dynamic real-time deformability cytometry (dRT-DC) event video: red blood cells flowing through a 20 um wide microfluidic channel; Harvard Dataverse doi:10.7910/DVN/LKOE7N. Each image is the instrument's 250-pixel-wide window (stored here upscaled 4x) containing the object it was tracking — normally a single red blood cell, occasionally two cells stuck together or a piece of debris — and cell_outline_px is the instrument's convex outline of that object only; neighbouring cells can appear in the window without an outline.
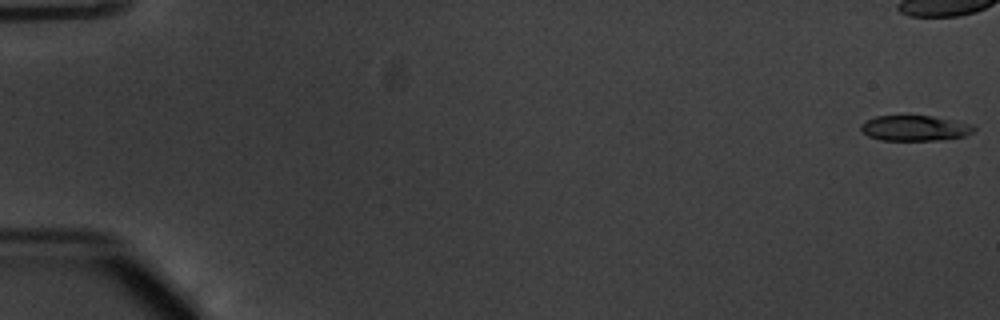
{"species": "common noctule bat (a hibernating species)", "species_latin": "Nyctalus noctula", "temperature_condition": "warm", "stored_images_in_passage": 17, "camera_frame_rate_fps": 3000, "um_per_image_px": 0.085, "animal": {"sex": "male", "body_mass_g": 20.1, "forearm_length_mm": 53.5}, "frame": {"image": 1, "passage_image": 1, "time_ms": 0.0, "image_size_px": [1000, 320], "cell_outline_px": [[976, 128], [972, 132], [964, 136], [936, 140], [880, 140], [868, 136], [860, 128], [860, 124], [876, 116], [932, 116], [972, 124]], "centroid_in_image_um": [77.75, 10.89], "position_along_channel_um": 7.2, "area_um2": 16.53}}